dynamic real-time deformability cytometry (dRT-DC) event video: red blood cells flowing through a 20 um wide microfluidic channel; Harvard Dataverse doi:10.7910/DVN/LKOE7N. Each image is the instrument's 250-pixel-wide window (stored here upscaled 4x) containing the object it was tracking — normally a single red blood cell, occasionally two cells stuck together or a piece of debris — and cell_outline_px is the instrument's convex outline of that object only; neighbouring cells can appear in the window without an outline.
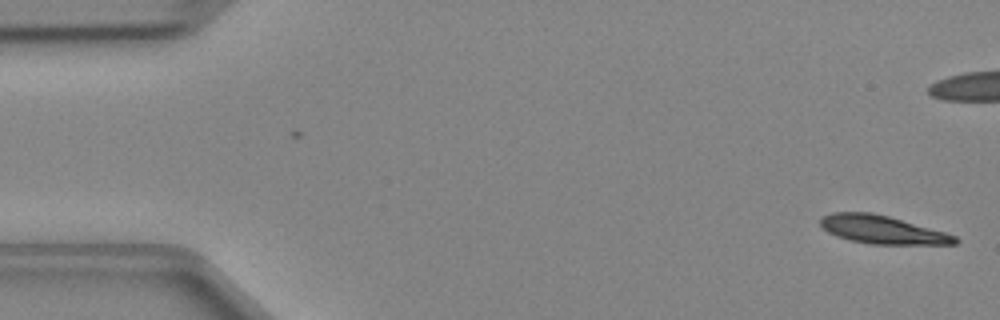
{"species": "Egyptian fruit bat (a non-hibernating species)", "species_latin": "Rousettus aegyptiacus", "temperature_condition": "cold", "stored_images_in_passage": 48, "camera_frame_rate_fps": 3000, "um_per_image_px": 0.085, "animal": {"sex": "female"}, "frame": {"image": 1, "passage_image": 1, "time_ms": 0.0, "image_size_px": [1000, 320], "cell_outline_px": [[960, 240], [956, 244], [868, 244], [836, 236], [828, 232], [820, 224], [820, 216], [832, 212], [872, 212], [888, 216], [944, 232], [956, 236]], "centroid_in_image_um": [74.96, 19.52], "position_along_channel_um": 10.0, "area_um2": 21.96}}
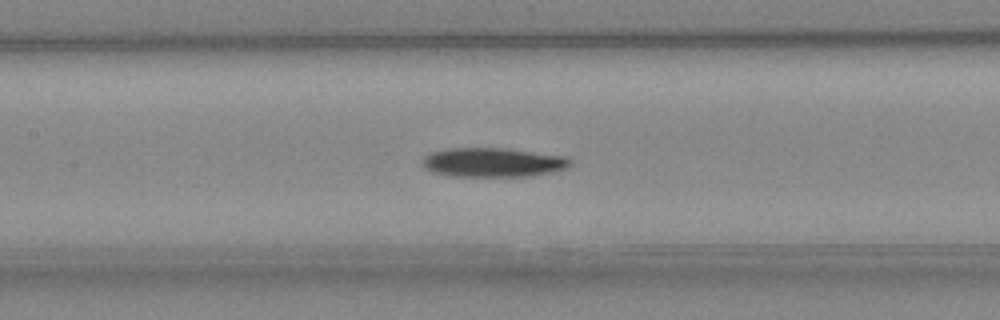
{"frame": {"image": 2, "passage_image": 21, "time_ms": 6.667, "image_size_px": [1000, 320], "cell_outline_px": [[572, 164], [564, 168], [552, 172], [528, 176], [452, 176], [432, 172], [424, 168], [420, 160], [424, 156], [432, 152], [448, 148], [504, 148], [568, 156], [572, 160]], "centroid_in_image_um": [41.89, 13.8], "position_along_channel_um": 165.5, "area_um2": 25.32}}
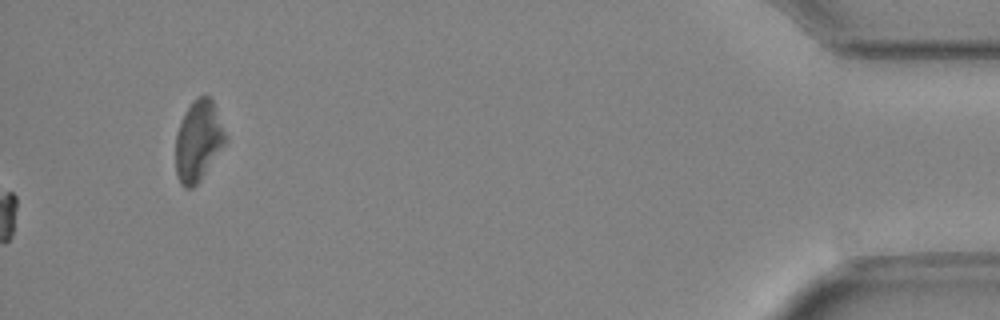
{"frame": {"image": 3, "passage_image": 48, "time_ms": 15.667, "image_size_px": [1000, 320], "cell_outline_px": [[228, 140], [200, 180], [192, 188], [184, 188], [180, 184], [176, 176], [176, 136], [184, 112], [192, 100], [196, 96], [208, 96], [212, 100]], "centroid_in_image_um": [16.84, 11.98], "position_along_channel_um": 418.4, "area_um2": 23.29}}